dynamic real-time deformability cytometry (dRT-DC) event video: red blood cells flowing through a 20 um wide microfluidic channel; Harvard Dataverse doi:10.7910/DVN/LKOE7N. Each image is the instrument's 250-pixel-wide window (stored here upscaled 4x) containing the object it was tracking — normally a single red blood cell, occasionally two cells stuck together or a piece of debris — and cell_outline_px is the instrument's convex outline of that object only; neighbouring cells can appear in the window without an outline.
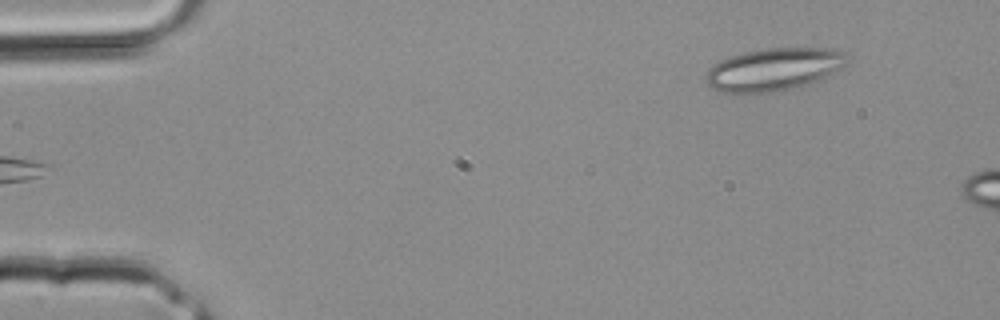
{"species": "common noctule bat (a hibernating species)", "species_latin": "Nyctalus noctula", "temperature_condition": "room temperature", "stored_images_in_passage": 2, "camera_frame_rate_fps": 3000, "um_per_image_px": 0.085, "animal": {"sex": "male", "body_mass_g": 20.4}, "frame": {"image": 1, "passage_image": 1, "time_ms": 0.0, "image_size_px": [1000, 320], "cell_outline_px": [[848, 64], [816, 80], [784, 92], [716, 92], [704, 80], [704, 76], [708, 68], [712, 64], [720, 60], [744, 52], [768, 48], [836, 48], [844, 52]], "centroid_in_image_um": [65.72, 5.89], "position_along_channel_um": 19.3, "area_um2": 35.08}}